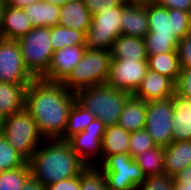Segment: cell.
<instances>
[{
	"mask_svg": "<svg viewBox=\"0 0 191 190\" xmlns=\"http://www.w3.org/2000/svg\"><path fill=\"white\" fill-rule=\"evenodd\" d=\"M75 101V92L62 83L35 78L27 86L25 108L45 139H59Z\"/></svg>",
	"mask_w": 191,
	"mask_h": 190,
	"instance_id": "1",
	"label": "cell"
},
{
	"mask_svg": "<svg viewBox=\"0 0 191 190\" xmlns=\"http://www.w3.org/2000/svg\"><path fill=\"white\" fill-rule=\"evenodd\" d=\"M28 159L31 176L46 188L61 180L78 176L88 166L67 141L45 139ZM45 145V146H44Z\"/></svg>",
	"mask_w": 191,
	"mask_h": 190,
	"instance_id": "2",
	"label": "cell"
},
{
	"mask_svg": "<svg viewBox=\"0 0 191 190\" xmlns=\"http://www.w3.org/2000/svg\"><path fill=\"white\" fill-rule=\"evenodd\" d=\"M131 96L127 91L114 89L107 84L82 88L75 92L76 101L106 127L118 124L122 109Z\"/></svg>",
	"mask_w": 191,
	"mask_h": 190,
	"instance_id": "3",
	"label": "cell"
},
{
	"mask_svg": "<svg viewBox=\"0 0 191 190\" xmlns=\"http://www.w3.org/2000/svg\"><path fill=\"white\" fill-rule=\"evenodd\" d=\"M111 62L110 50L88 49L62 84L70 91L104 85L108 79Z\"/></svg>",
	"mask_w": 191,
	"mask_h": 190,
	"instance_id": "4",
	"label": "cell"
},
{
	"mask_svg": "<svg viewBox=\"0 0 191 190\" xmlns=\"http://www.w3.org/2000/svg\"><path fill=\"white\" fill-rule=\"evenodd\" d=\"M0 133L27 160L45 140L26 108L2 120Z\"/></svg>",
	"mask_w": 191,
	"mask_h": 190,
	"instance_id": "5",
	"label": "cell"
},
{
	"mask_svg": "<svg viewBox=\"0 0 191 190\" xmlns=\"http://www.w3.org/2000/svg\"><path fill=\"white\" fill-rule=\"evenodd\" d=\"M17 41L26 68L35 78H41L47 72L54 53L50 27H33Z\"/></svg>",
	"mask_w": 191,
	"mask_h": 190,
	"instance_id": "6",
	"label": "cell"
},
{
	"mask_svg": "<svg viewBox=\"0 0 191 190\" xmlns=\"http://www.w3.org/2000/svg\"><path fill=\"white\" fill-rule=\"evenodd\" d=\"M98 167L105 175L108 190L137 189L146 178L129 153L107 156Z\"/></svg>",
	"mask_w": 191,
	"mask_h": 190,
	"instance_id": "7",
	"label": "cell"
},
{
	"mask_svg": "<svg viewBox=\"0 0 191 190\" xmlns=\"http://www.w3.org/2000/svg\"><path fill=\"white\" fill-rule=\"evenodd\" d=\"M121 14L122 5L93 15L86 32V48L110 50L114 40L121 35Z\"/></svg>",
	"mask_w": 191,
	"mask_h": 190,
	"instance_id": "8",
	"label": "cell"
},
{
	"mask_svg": "<svg viewBox=\"0 0 191 190\" xmlns=\"http://www.w3.org/2000/svg\"><path fill=\"white\" fill-rule=\"evenodd\" d=\"M173 113L172 98L146 102L145 129L159 146L165 147L172 143Z\"/></svg>",
	"mask_w": 191,
	"mask_h": 190,
	"instance_id": "9",
	"label": "cell"
},
{
	"mask_svg": "<svg viewBox=\"0 0 191 190\" xmlns=\"http://www.w3.org/2000/svg\"><path fill=\"white\" fill-rule=\"evenodd\" d=\"M147 59H111L106 84L134 94L148 71Z\"/></svg>",
	"mask_w": 191,
	"mask_h": 190,
	"instance_id": "10",
	"label": "cell"
},
{
	"mask_svg": "<svg viewBox=\"0 0 191 190\" xmlns=\"http://www.w3.org/2000/svg\"><path fill=\"white\" fill-rule=\"evenodd\" d=\"M34 79L23 62L18 41L0 38V82L30 84Z\"/></svg>",
	"mask_w": 191,
	"mask_h": 190,
	"instance_id": "11",
	"label": "cell"
},
{
	"mask_svg": "<svg viewBox=\"0 0 191 190\" xmlns=\"http://www.w3.org/2000/svg\"><path fill=\"white\" fill-rule=\"evenodd\" d=\"M105 128L104 123L100 119L95 118L84 131L75 134L67 140L72 150L88 166H98L101 163L102 139Z\"/></svg>",
	"mask_w": 191,
	"mask_h": 190,
	"instance_id": "12",
	"label": "cell"
},
{
	"mask_svg": "<svg viewBox=\"0 0 191 190\" xmlns=\"http://www.w3.org/2000/svg\"><path fill=\"white\" fill-rule=\"evenodd\" d=\"M85 50V45H74L54 51L48 70L41 79L62 83L80 62Z\"/></svg>",
	"mask_w": 191,
	"mask_h": 190,
	"instance_id": "13",
	"label": "cell"
},
{
	"mask_svg": "<svg viewBox=\"0 0 191 190\" xmlns=\"http://www.w3.org/2000/svg\"><path fill=\"white\" fill-rule=\"evenodd\" d=\"M175 94V82L156 71L148 69L136 92L135 98L151 101L172 98Z\"/></svg>",
	"mask_w": 191,
	"mask_h": 190,
	"instance_id": "14",
	"label": "cell"
},
{
	"mask_svg": "<svg viewBox=\"0 0 191 190\" xmlns=\"http://www.w3.org/2000/svg\"><path fill=\"white\" fill-rule=\"evenodd\" d=\"M121 35L143 38L149 33L147 3L122 4Z\"/></svg>",
	"mask_w": 191,
	"mask_h": 190,
	"instance_id": "15",
	"label": "cell"
},
{
	"mask_svg": "<svg viewBox=\"0 0 191 190\" xmlns=\"http://www.w3.org/2000/svg\"><path fill=\"white\" fill-rule=\"evenodd\" d=\"M172 102V142L191 140V100L175 93Z\"/></svg>",
	"mask_w": 191,
	"mask_h": 190,
	"instance_id": "16",
	"label": "cell"
},
{
	"mask_svg": "<svg viewBox=\"0 0 191 190\" xmlns=\"http://www.w3.org/2000/svg\"><path fill=\"white\" fill-rule=\"evenodd\" d=\"M33 28L24 9L6 5L0 30V38L18 40Z\"/></svg>",
	"mask_w": 191,
	"mask_h": 190,
	"instance_id": "17",
	"label": "cell"
},
{
	"mask_svg": "<svg viewBox=\"0 0 191 190\" xmlns=\"http://www.w3.org/2000/svg\"><path fill=\"white\" fill-rule=\"evenodd\" d=\"M29 84L0 82V120L25 108L26 90Z\"/></svg>",
	"mask_w": 191,
	"mask_h": 190,
	"instance_id": "18",
	"label": "cell"
},
{
	"mask_svg": "<svg viewBox=\"0 0 191 190\" xmlns=\"http://www.w3.org/2000/svg\"><path fill=\"white\" fill-rule=\"evenodd\" d=\"M91 17L83 0H71L60 6L59 25L86 33L91 26Z\"/></svg>",
	"mask_w": 191,
	"mask_h": 190,
	"instance_id": "19",
	"label": "cell"
},
{
	"mask_svg": "<svg viewBox=\"0 0 191 190\" xmlns=\"http://www.w3.org/2000/svg\"><path fill=\"white\" fill-rule=\"evenodd\" d=\"M165 173L175 177L191 164V141L172 142L164 147Z\"/></svg>",
	"mask_w": 191,
	"mask_h": 190,
	"instance_id": "20",
	"label": "cell"
},
{
	"mask_svg": "<svg viewBox=\"0 0 191 190\" xmlns=\"http://www.w3.org/2000/svg\"><path fill=\"white\" fill-rule=\"evenodd\" d=\"M149 32L154 36L177 37L174 33L173 9L155 2L147 3Z\"/></svg>",
	"mask_w": 191,
	"mask_h": 190,
	"instance_id": "21",
	"label": "cell"
},
{
	"mask_svg": "<svg viewBox=\"0 0 191 190\" xmlns=\"http://www.w3.org/2000/svg\"><path fill=\"white\" fill-rule=\"evenodd\" d=\"M146 101L135 98L133 95L126 101L119 116L118 125L128 132L145 129Z\"/></svg>",
	"mask_w": 191,
	"mask_h": 190,
	"instance_id": "22",
	"label": "cell"
},
{
	"mask_svg": "<svg viewBox=\"0 0 191 190\" xmlns=\"http://www.w3.org/2000/svg\"><path fill=\"white\" fill-rule=\"evenodd\" d=\"M33 27H53L59 25L60 6L45 0L23 8Z\"/></svg>",
	"mask_w": 191,
	"mask_h": 190,
	"instance_id": "23",
	"label": "cell"
},
{
	"mask_svg": "<svg viewBox=\"0 0 191 190\" xmlns=\"http://www.w3.org/2000/svg\"><path fill=\"white\" fill-rule=\"evenodd\" d=\"M131 132L118 124L107 126L102 139L101 162L107 157L128 153Z\"/></svg>",
	"mask_w": 191,
	"mask_h": 190,
	"instance_id": "24",
	"label": "cell"
},
{
	"mask_svg": "<svg viewBox=\"0 0 191 190\" xmlns=\"http://www.w3.org/2000/svg\"><path fill=\"white\" fill-rule=\"evenodd\" d=\"M111 59H147L143 38L120 35L110 49Z\"/></svg>",
	"mask_w": 191,
	"mask_h": 190,
	"instance_id": "25",
	"label": "cell"
},
{
	"mask_svg": "<svg viewBox=\"0 0 191 190\" xmlns=\"http://www.w3.org/2000/svg\"><path fill=\"white\" fill-rule=\"evenodd\" d=\"M148 68L177 81L180 73L178 52L147 55Z\"/></svg>",
	"mask_w": 191,
	"mask_h": 190,
	"instance_id": "26",
	"label": "cell"
},
{
	"mask_svg": "<svg viewBox=\"0 0 191 190\" xmlns=\"http://www.w3.org/2000/svg\"><path fill=\"white\" fill-rule=\"evenodd\" d=\"M95 118L94 114L75 101L70 110L64 134L59 139L67 141L75 134L84 131Z\"/></svg>",
	"mask_w": 191,
	"mask_h": 190,
	"instance_id": "27",
	"label": "cell"
},
{
	"mask_svg": "<svg viewBox=\"0 0 191 190\" xmlns=\"http://www.w3.org/2000/svg\"><path fill=\"white\" fill-rule=\"evenodd\" d=\"M145 177L165 173L164 147L157 145L134 157Z\"/></svg>",
	"mask_w": 191,
	"mask_h": 190,
	"instance_id": "28",
	"label": "cell"
},
{
	"mask_svg": "<svg viewBox=\"0 0 191 190\" xmlns=\"http://www.w3.org/2000/svg\"><path fill=\"white\" fill-rule=\"evenodd\" d=\"M86 33L72 28L55 25L50 27V40L54 51L67 46L85 45Z\"/></svg>",
	"mask_w": 191,
	"mask_h": 190,
	"instance_id": "29",
	"label": "cell"
},
{
	"mask_svg": "<svg viewBox=\"0 0 191 190\" xmlns=\"http://www.w3.org/2000/svg\"><path fill=\"white\" fill-rule=\"evenodd\" d=\"M27 161L0 133V172L24 166Z\"/></svg>",
	"mask_w": 191,
	"mask_h": 190,
	"instance_id": "30",
	"label": "cell"
},
{
	"mask_svg": "<svg viewBox=\"0 0 191 190\" xmlns=\"http://www.w3.org/2000/svg\"><path fill=\"white\" fill-rule=\"evenodd\" d=\"M30 176L28 162L24 166L0 172V190H21Z\"/></svg>",
	"mask_w": 191,
	"mask_h": 190,
	"instance_id": "31",
	"label": "cell"
},
{
	"mask_svg": "<svg viewBox=\"0 0 191 190\" xmlns=\"http://www.w3.org/2000/svg\"><path fill=\"white\" fill-rule=\"evenodd\" d=\"M178 37L154 36L150 32L144 37L147 55L177 52Z\"/></svg>",
	"mask_w": 191,
	"mask_h": 190,
	"instance_id": "32",
	"label": "cell"
},
{
	"mask_svg": "<svg viewBox=\"0 0 191 190\" xmlns=\"http://www.w3.org/2000/svg\"><path fill=\"white\" fill-rule=\"evenodd\" d=\"M81 190H108L103 171L96 165L87 166L80 174Z\"/></svg>",
	"mask_w": 191,
	"mask_h": 190,
	"instance_id": "33",
	"label": "cell"
},
{
	"mask_svg": "<svg viewBox=\"0 0 191 190\" xmlns=\"http://www.w3.org/2000/svg\"><path fill=\"white\" fill-rule=\"evenodd\" d=\"M156 146L157 144L153 141V138L148 134L146 129H142L131 132L128 153L134 158L136 155L155 148Z\"/></svg>",
	"mask_w": 191,
	"mask_h": 190,
	"instance_id": "34",
	"label": "cell"
},
{
	"mask_svg": "<svg viewBox=\"0 0 191 190\" xmlns=\"http://www.w3.org/2000/svg\"><path fill=\"white\" fill-rule=\"evenodd\" d=\"M137 190H174V177L166 173L147 176Z\"/></svg>",
	"mask_w": 191,
	"mask_h": 190,
	"instance_id": "35",
	"label": "cell"
},
{
	"mask_svg": "<svg viewBox=\"0 0 191 190\" xmlns=\"http://www.w3.org/2000/svg\"><path fill=\"white\" fill-rule=\"evenodd\" d=\"M174 33L181 39L191 32V13L173 9Z\"/></svg>",
	"mask_w": 191,
	"mask_h": 190,
	"instance_id": "36",
	"label": "cell"
},
{
	"mask_svg": "<svg viewBox=\"0 0 191 190\" xmlns=\"http://www.w3.org/2000/svg\"><path fill=\"white\" fill-rule=\"evenodd\" d=\"M175 93L191 100V67L181 68L175 82Z\"/></svg>",
	"mask_w": 191,
	"mask_h": 190,
	"instance_id": "37",
	"label": "cell"
},
{
	"mask_svg": "<svg viewBox=\"0 0 191 190\" xmlns=\"http://www.w3.org/2000/svg\"><path fill=\"white\" fill-rule=\"evenodd\" d=\"M177 52L180 68L191 67V32L179 40Z\"/></svg>",
	"mask_w": 191,
	"mask_h": 190,
	"instance_id": "38",
	"label": "cell"
},
{
	"mask_svg": "<svg viewBox=\"0 0 191 190\" xmlns=\"http://www.w3.org/2000/svg\"><path fill=\"white\" fill-rule=\"evenodd\" d=\"M84 5L91 16L106 11L108 8L118 7L124 3V0H83Z\"/></svg>",
	"mask_w": 191,
	"mask_h": 190,
	"instance_id": "39",
	"label": "cell"
},
{
	"mask_svg": "<svg viewBox=\"0 0 191 190\" xmlns=\"http://www.w3.org/2000/svg\"><path fill=\"white\" fill-rule=\"evenodd\" d=\"M46 190H81L80 175L73 176L59 182L53 183Z\"/></svg>",
	"mask_w": 191,
	"mask_h": 190,
	"instance_id": "40",
	"label": "cell"
},
{
	"mask_svg": "<svg viewBox=\"0 0 191 190\" xmlns=\"http://www.w3.org/2000/svg\"><path fill=\"white\" fill-rule=\"evenodd\" d=\"M155 3L167 9H179L191 13V0H156Z\"/></svg>",
	"mask_w": 191,
	"mask_h": 190,
	"instance_id": "41",
	"label": "cell"
},
{
	"mask_svg": "<svg viewBox=\"0 0 191 190\" xmlns=\"http://www.w3.org/2000/svg\"><path fill=\"white\" fill-rule=\"evenodd\" d=\"M21 190H46V187L39 180L30 176L25 181Z\"/></svg>",
	"mask_w": 191,
	"mask_h": 190,
	"instance_id": "42",
	"label": "cell"
},
{
	"mask_svg": "<svg viewBox=\"0 0 191 190\" xmlns=\"http://www.w3.org/2000/svg\"><path fill=\"white\" fill-rule=\"evenodd\" d=\"M174 180L181 184H191V164L184 170L176 174Z\"/></svg>",
	"mask_w": 191,
	"mask_h": 190,
	"instance_id": "43",
	"label": "cell"
},
{
	"mask_svg": "<svg viewBox=\"0 0 191 190\" xmlns=\"http://www.w3.org/2000/svg\"><path fill=\"white\" fill-rule=\"evenodd\" d=\"M6 5L14 7V8H25L26 6L30 5L31 3H35L38 0H5Z\"/></svg>",
	"mask_w": 191,
	"mask_h": 190,
	"instance_id": "44",
	"label": "cell"
},
{
	"mask_svg": "<svg viewBox=\"0 0 191 190\" xmlns=\"http://www.w3.org/2000/svg\"><path fill=\"white\" fill-rule=\"evenodd\" d=\"M174 190H191V184H181L174 180Z\"/></svg>",
	"mask_w": 191,
	"mask_h": 190,
	"instance_id": "45",
	"label": "cell"
},
{
	"mask_svg": "<svg viewBox=\"0 0 191 190\" xmlns=\"http://www.w3.org/2000/svg\"><path fill=\"white\" fill-rule=\"evenodd\" d=\"M6 7V1L5 0H0V30L2 26V21H3V13Z\"/></svg>",
	"mask_w": 191,
	"mask_h": 190,
	"instance_id": "46",
	"label": "cell"
},
{
	"mask_svg": "<svg viewBox=\"0 0 191 190\" xmlns=\"http://www.w3.org/2000/svg\"><path fill=\"white\" fill-rule=\"evenodd\" d=\"M45 1H48V2L58 5V6H62L64 4H67L68 2H70L71 0H45Z\"/></svg>",
	"mask_w": 191,
	"mask_h": 190,
	"instance_id": "47",
	"label": "cell"
},
{
	"mask_svg": "<svg viewBox=\"0 0 191 190\" xmlns=\"http://www.w3.org/2000/svg\"><path fill=\"white\" fill-rule=\"evenodd\" d=\"M124 2H127V3H141L142 0H124Z\"/></svg>",
	"mask_w": 191,
	"mask_h": 190,
	"instance_id": "48",
	"label": "cell"
},
{
	"mask_svg": "<svg viewBox=\"0 0 191 190\" xmlns=\"http://www.w3.org/2000/svg\"><path fill=\"white\" fill-rule=\"evenodd\" d=\"M156 0H142L144 3L155 2Z\"/></svg>",
	"mask_w": 191,
	"mask_h": 190,
	"instance_id": "49",
	"label": "cell"
}]
</instances>
